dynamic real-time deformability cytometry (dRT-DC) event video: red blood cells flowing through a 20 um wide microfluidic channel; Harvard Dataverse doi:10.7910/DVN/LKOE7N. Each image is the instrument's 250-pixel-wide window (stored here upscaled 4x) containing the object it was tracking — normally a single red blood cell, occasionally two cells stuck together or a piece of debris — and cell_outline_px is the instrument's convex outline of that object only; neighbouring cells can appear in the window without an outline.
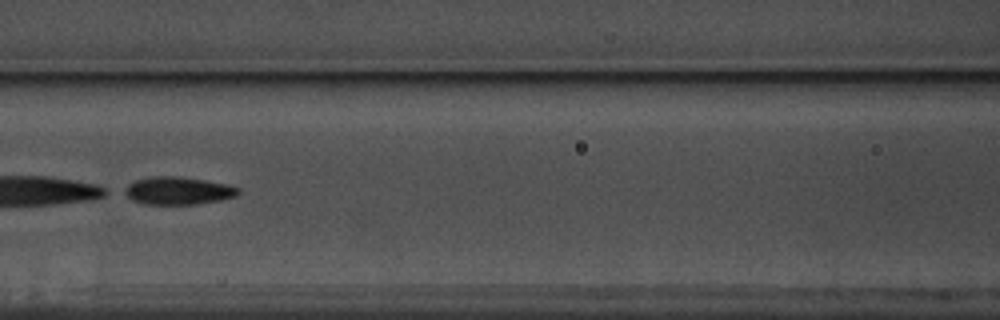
{"species": "common noctule bat (a hibernating species)", "species_latin": "Nyctalus noctula", "temperature_condition": "warm", "stored_images_in_passage": 44, "camera_frame_rate_fps": 3000, "um_per_image_px": 0.085, "animal": {"sex": "male", "body_mass_g": 17.5, "forearm_length_mm": 52.3}, "frame": {"image": 1, "passage_image": 13, "time_ms": 4.0, "image_size_px": [1000, 320], "cell_outline_px": [[240, 192], [236, 196], [220, 200], [196, 204], [144, 204], [132, 200], [120, 192], [128, 184], [136, 180], [152, 176], [180, 176], [228, 184], [240, 188]], "centroid_in_image_um": [15.1, 16.21], "position_along_channel_um": 151.5, "area_um2": 18.55}}
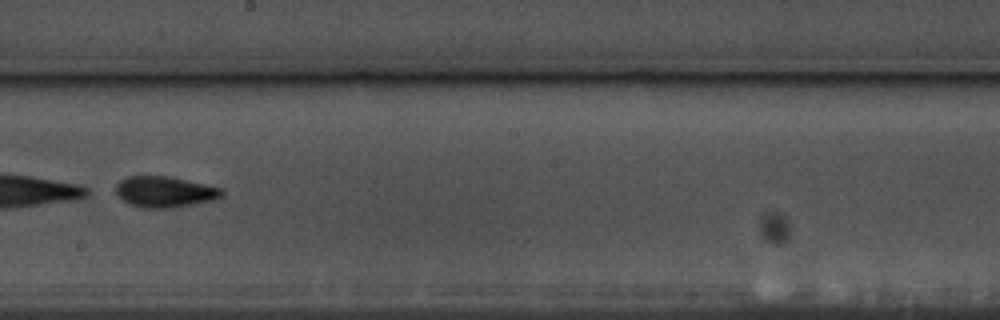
{"frame": {"image": 2, "passage_image": 20, "time_ms": 6.333, "image_size_px": [1000, 320], "cell_outline_px": [[224, 192], [220, 196], [212, 200], [172, 208], [144, 208], [128, 204], [116, 192], [116, 184], [120, 180], [128, 176], [168, 176], [224, 188]], "centroid_in_image_um": [14.0, 16.3], "position_along_channel_um": 234.2, "area_um2": 19.02}}